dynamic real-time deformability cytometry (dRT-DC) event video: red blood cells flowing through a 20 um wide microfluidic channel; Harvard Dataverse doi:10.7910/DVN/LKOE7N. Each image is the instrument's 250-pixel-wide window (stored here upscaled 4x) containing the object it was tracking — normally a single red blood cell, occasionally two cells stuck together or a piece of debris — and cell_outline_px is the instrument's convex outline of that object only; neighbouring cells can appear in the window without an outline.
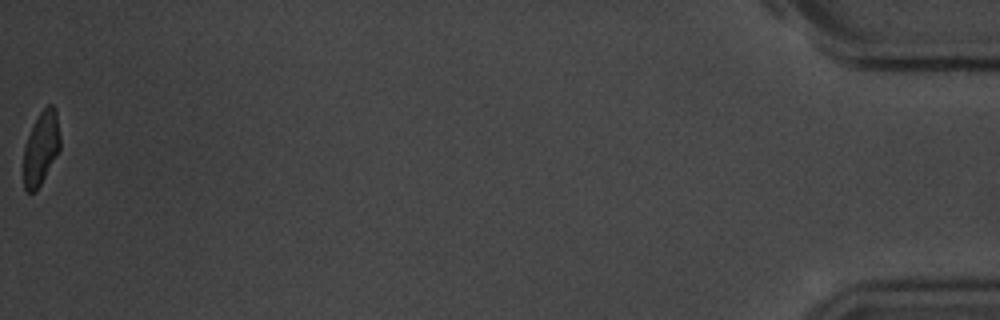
{"species": "common noctule bat (a hibernating species)", "species_latin": "Nyctalus noctula", "temperature_condition": "room temperature", "stored_images_in_passage": 14, "camera_frame_rate_fps": 3000, "um_per_image_px": 0.085, "animal": {"sex": "male", "body_mass_g": 20.1, "forearm_length_mm": 53.5}, "frame": {"image": 1, "passage_image": 14, "time_ms": 17.0, "image_size_px": [1000, 320], "cell_outline_px": [[60, 148], [36, 192], [28, 192], [24, 188], [24, 148], [28, 136], [40, 112], [48, 104], [52, 104], [56, 108], [60, 136]], "centroid_in_image_um": [3.5, 12.57], "position_along_channel_um": 431.7, "area_um2": 15.37}, "authors_computed_cell_mechanics": {"area_um2": 19.074, "velocity_mm_per_s": 3.2722, "shape_relaxation_time_tau1_ms": 7.7051, "shape_relaxation_time_tau2_ms": 8.2664, "deformation_change_tau1": 0.1471, "deformation_change_tau2": 0.1253}}